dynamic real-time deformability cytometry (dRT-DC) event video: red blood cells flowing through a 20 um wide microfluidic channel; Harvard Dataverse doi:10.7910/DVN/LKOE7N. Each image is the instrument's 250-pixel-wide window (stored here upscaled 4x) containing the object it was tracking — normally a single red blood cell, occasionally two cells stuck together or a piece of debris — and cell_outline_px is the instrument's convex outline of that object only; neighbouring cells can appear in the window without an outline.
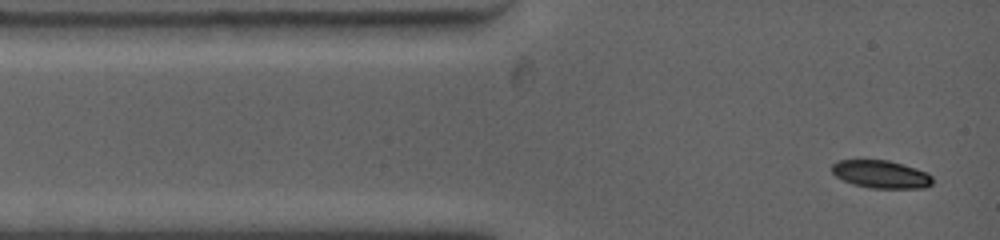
{"species": "common noctule bat (a hibernating species)", "species_latin": "Nyctalus noctula", "temperature_condition": "warm", "stored_images_in_passage": 3, "camera_frame_rate_fps": 4500, "um_per_image_px": 0.085, "animal": {"sex": "female", "body_mass_g": 19.0, "forearm_length_mm": 53.3}, "frame": {"image": 1, "passage_image": 1, "time_ms": 0.0, "image_size_px": [1000, 240], "cell_outline_px": [[932, 184], [924, 188], [872, 188], [852, 184], [836, 176], [832, 172], [832, 164], [836, 160], [888, 160], [916, 168], [928, 172], [932, 176]], "centroid_in_image_um": [74.89, 14.81], "position_along_channel_um": 10.1, "area_um2": 16.36}}
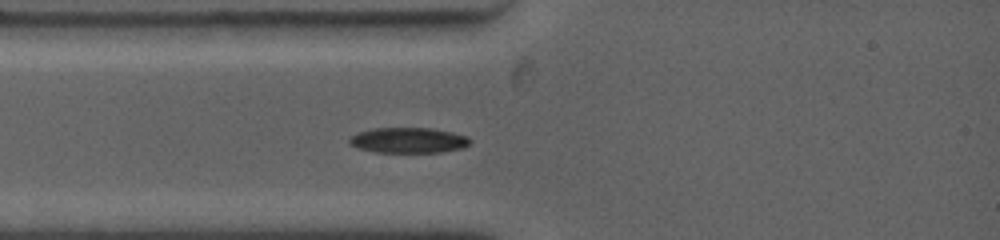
{"frame": {"image": 2, "passage_image": 3, "time_ms": 2.0, "image_size_px": [1000, 240], "cell_outline_px": [[472, 140], [464, 148], [440, 152], [376, 152], [360, 148], [348, 144], [348, 136], [372, 128], [432, 128], [452, 132], [468, 136]], "centroid_in_image_um": [34.71, 11.92], "position_along_channel_um": 50.3, "area_um2": 17.98}}